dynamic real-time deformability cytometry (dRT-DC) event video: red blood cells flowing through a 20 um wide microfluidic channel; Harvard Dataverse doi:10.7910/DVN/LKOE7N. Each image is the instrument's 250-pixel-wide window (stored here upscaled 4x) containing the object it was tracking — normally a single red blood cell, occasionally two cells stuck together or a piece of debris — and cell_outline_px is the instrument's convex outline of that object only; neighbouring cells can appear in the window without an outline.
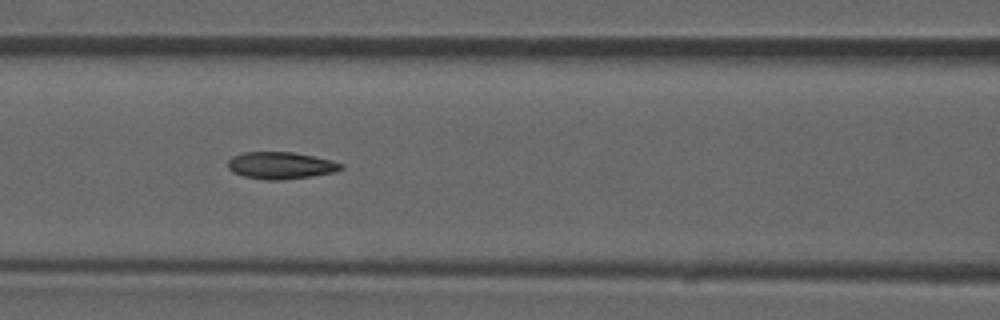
{"species": "common noctule bat (a hibernating species)", "species_latin": "Nyctalus noctula", "temperature_condition": "room temperature", "stored_images_in_passage": 15, "camera_frame_rate_fps": 3000, "um_per_image_px": 0.085, "animal": {"sex": "male", "forearm_length_mm": 52.5}, "frame": {"image": 1, "passage_image": 9, "time_ms": 2.667, "image_size_px": [1000, 320], "cell_outline_px": [[344, 168], [332, 172], [312, 176], [280, 180], [268, 180], [244, 176], [232, 172], [228, 168], [228, 160], [232, 156], [244, 152], [292, 152], [332, 160], [344, 164]], "centroid_in_image_um": [23.85, 14.06], "position_along_channel_um": 142.8, "area_um2": 17.74}}